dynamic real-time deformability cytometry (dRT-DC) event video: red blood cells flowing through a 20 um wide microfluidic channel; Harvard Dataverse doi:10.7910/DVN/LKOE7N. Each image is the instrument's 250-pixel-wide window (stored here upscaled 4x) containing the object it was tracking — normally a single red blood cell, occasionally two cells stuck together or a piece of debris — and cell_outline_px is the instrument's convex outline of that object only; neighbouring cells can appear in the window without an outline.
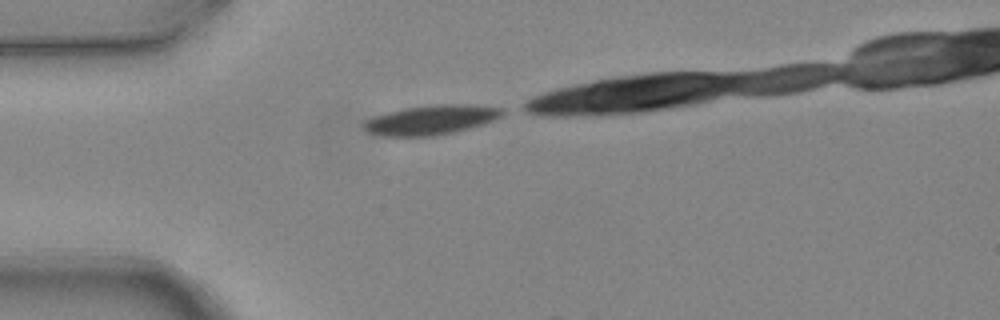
{"species": "common noctule bat (a hibernating species)", "species_latin": "Nyctalus noctula", "temperature_condition": "warm", "stored_images_in_passage": 4, "camera_frame_rate_fps": 3000, "um_per_image_px": 0.085, "animal": {"sex": "female", "body_mass_g": 24.6, "forearm_length_mm": 56.2}, "frame": {"image": 1, "passage_image": 1, "time_ms": 0.0, "image_size_px": [1000, 320], "cell_outline_px": [[508, 112], [492, 120], [468, 128], [452, 132], [432, 136], [380, 136], [368, 132], [364, 128], [364, 120], [372, 116], [404, 108], [436, 104], [468, 104], [504, 108]], "centroid_in_image_um": [36.62, 10.18], "position_along_channel_um": 48.4, "area_um2": 23.76}}
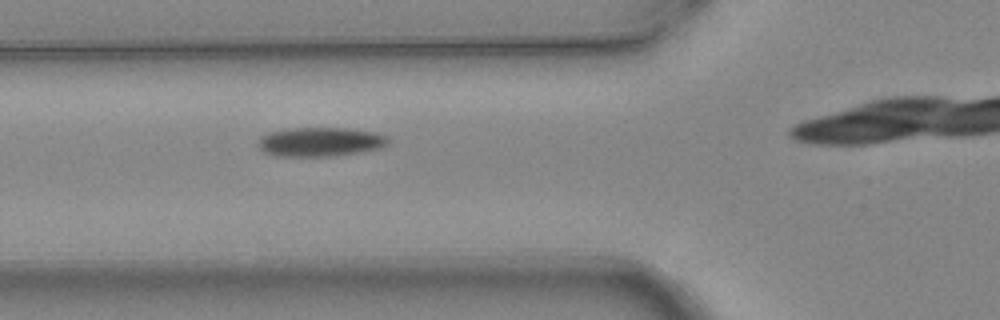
{"frame": {"image": 2, "passage_image": 3, "time_ms": 0.667, "image_size_px": [1000, 320], "cell_outline_px": [[388, 144], [380, 148], [360, 152], [332, 156], [276, 156], [264, 152], [256, 144], [256, 140], [260, 136], [268, 132], [288, 128], [348, 128], [376, 132], [388, 136]], "centroid_in_image_um": [27.18, 12.05], "position_along_channel_um": 98.6, "area_um2": 22.37}}